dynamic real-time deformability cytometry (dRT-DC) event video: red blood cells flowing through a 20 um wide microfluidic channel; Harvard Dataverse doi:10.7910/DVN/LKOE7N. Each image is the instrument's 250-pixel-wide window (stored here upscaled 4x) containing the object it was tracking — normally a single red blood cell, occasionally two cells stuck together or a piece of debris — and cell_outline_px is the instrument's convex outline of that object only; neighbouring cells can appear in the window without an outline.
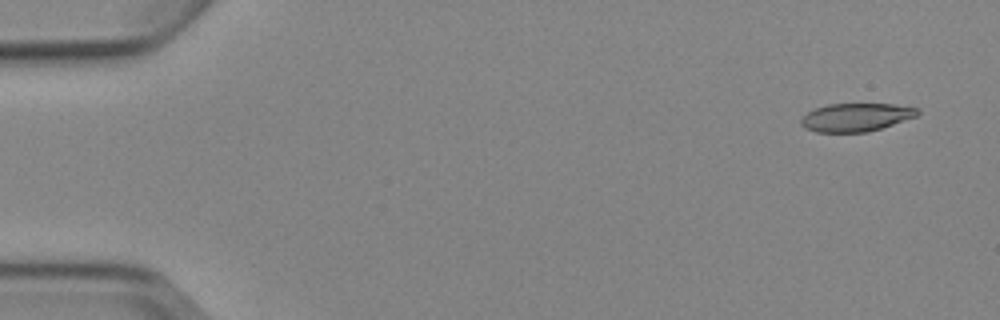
{"species": "Egyptian fruit bat (a non-hibernating species)", "species_latin": "Rousettus aegyptiacus", "temperature_condition": "cold", "stored_images_in_passage": 5, "camera_frame_rate_fps": 3000, "um_per_image_px": 0.085, "animal": {"sex": "female"}, "frame": {"image": 1, "passage_image": 1, "time_ms": 0.0, "image_size_px": [1000, 320], "cell_outline_px": [[920, 112], [916, 116], [868, 132], [816, 132], [800, 124], [800, 120], [808, 112], [816, 108], [828, 104], [896, 104], [920, 108]], "centroid_in_image_um": [72.78, 9.96], "position_along_channel_um": 12.2, "area_um2": 18.96}}